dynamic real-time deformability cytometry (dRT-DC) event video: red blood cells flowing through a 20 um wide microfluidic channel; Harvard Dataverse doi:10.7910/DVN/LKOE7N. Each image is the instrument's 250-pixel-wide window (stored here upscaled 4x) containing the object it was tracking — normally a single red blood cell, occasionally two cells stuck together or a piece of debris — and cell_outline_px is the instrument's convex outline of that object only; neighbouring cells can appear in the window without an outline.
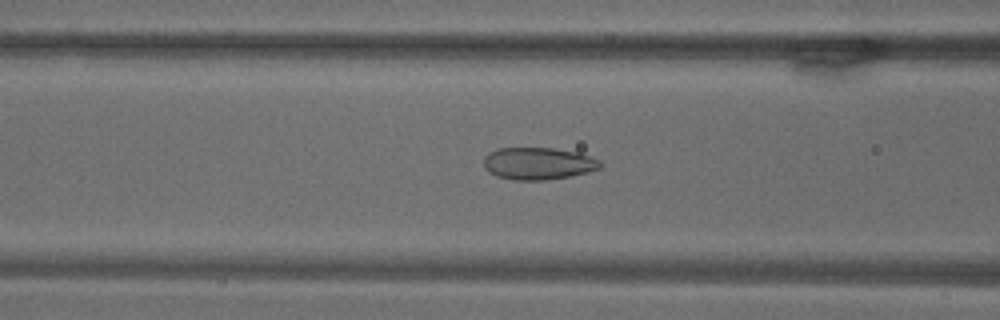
{"species": "common noctule bat (a hibernating species)", "species_latin": "Nyctalus noctula", "temperature_condition": "warm", "stored_images_in_passage": 50, "camera_frame_rate_fps": 3000, "um_per_image_px": 0.085, "animal": {"sex": "male", "body_mass_g": 18.8}, "frame": {"image": 1, "passage_image": 8, "time_ms": 2.333, "image_size_px": [1000, 320], "cell_outline_px": [[604, 164], [600, 168], [588, 172], [568, 176], [544, 180], [512, 180], [496, 176], [488, 172], [484, 168], [484, 156], [488, 152], [496, 148], [552, 148], [576, 152], [600, 160]], "centroid_in_image_um": [45.71, 13.9], "position_along_channel_um": 120.9, "area_um2": 21.96}}
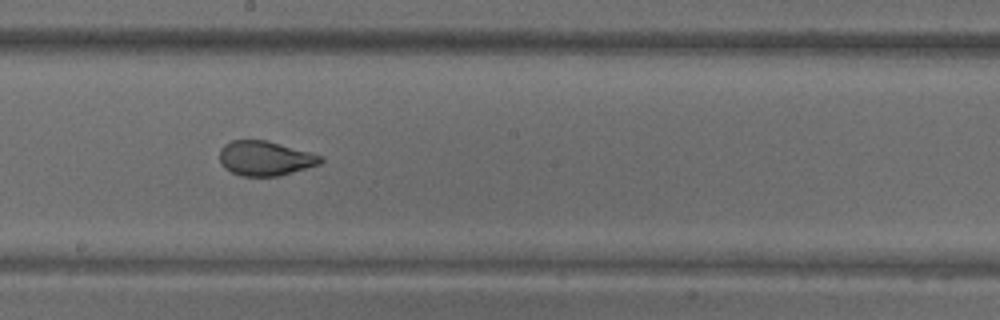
{"frame": {"image": 2, "passage_image": 19, "time_ms": 6.0, "image_size_px": [1000, 320], "cell_outline_px": [[324, 160], [320, 164], [292, 172], [276, 176], [240, 176], [224, 168], [220, 160], [220, 148], [224, 144], [232, 140], [268, 140], [308, 152], [320, 156]], "centroid_in_image_um": [22.5, 13.45], "position_along_channel_um": 225.7, "area_um2": 20.23}}
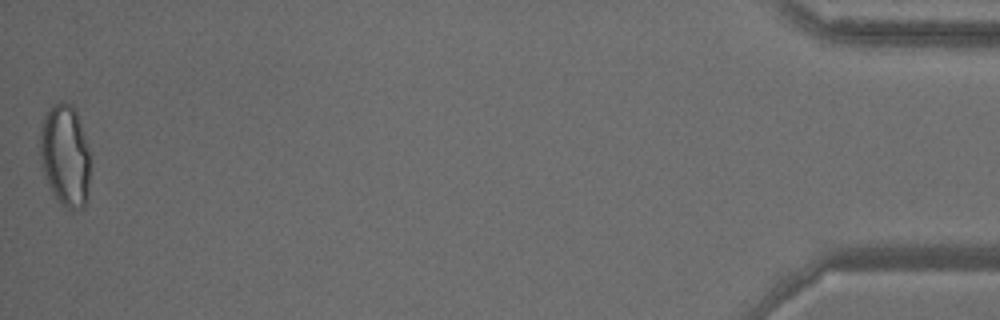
{"frame": {"image": 3, "passage_image": 50, "time_ms": 16.333, "image_size_px": [1000, 320], "cell_outline_px": [[92, 152], [88, 196], [84, 208], [80, 212], [72, 212], [60, 204], [56, 200], [44, 176], [40, 160], [40, 124], [44, 116], [52, 104], [60, 100], [64, 100], [72, 104], [76, 112]], "centroid_in_image_um": [5.57, 13.26], "position_along_channel_um": 429.6, "area_um2": 31.33}}